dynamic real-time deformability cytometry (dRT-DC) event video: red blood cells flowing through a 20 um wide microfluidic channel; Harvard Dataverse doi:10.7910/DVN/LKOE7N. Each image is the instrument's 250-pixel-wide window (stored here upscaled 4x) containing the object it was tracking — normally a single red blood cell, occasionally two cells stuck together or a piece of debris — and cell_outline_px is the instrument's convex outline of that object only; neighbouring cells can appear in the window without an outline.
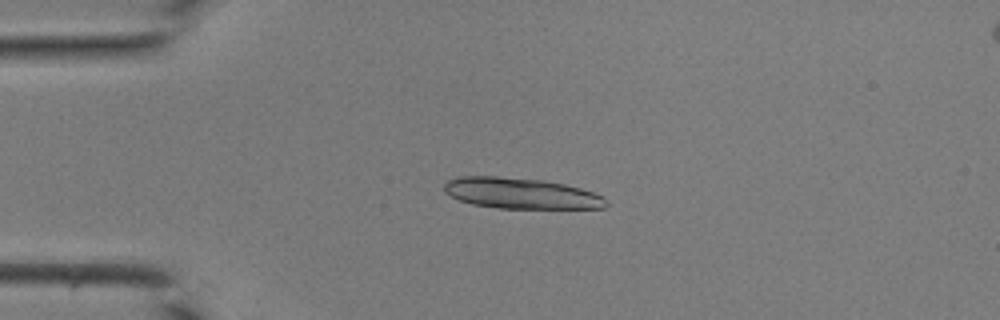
{"species": "common noctule bat (a hibernating species)", "species_latin": "Nyctalus noctula", "temperature_condition": "room temperature", "stored_images_in_passage": 32, "camera_frame_rate_fps": 3000, "um_per_image_px": 0.085, "animal": {"sex": "male", "body_mass_g": 19.0, "forearm_length_mm": 50.8}, "frame": {"image": 1, "passage_image": 1, "time_ms": 0.0, "image_size_px": [1000, 320], "cell_outline_px": [[608, 204], [604, 208], [500, 208], [472, 204], [460, 200], [444, 192], [444, 184], [448, 180], [456, 176], [496, 176], [544, 180], [564, 184], [580, 188], [604, 196]], "centroid_in_image_um": [44.27, 16.42], "position_along_channel_um": 40.7, "area_um2": 29.07}}
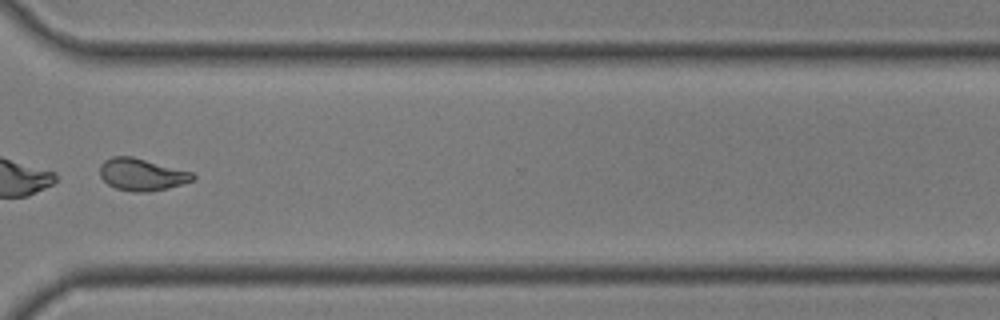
{"frame": {"image": 2, "passage_image": 23, "time_ms": 7.333, "image_size_px": [1000, 320], "cell_outline_px": [[196, 176], [192, 180], [168, 188], [148, 192], [132, 192], [116, 188], [108, 184], [100, 176], [100, 164], [104, 160], [112, 156], [132, 156], [192, 172]], "centroid_in_image_um": [12.02, 14.83], "position_along_channel_um": 358.6, "area_um2": 17.34}}